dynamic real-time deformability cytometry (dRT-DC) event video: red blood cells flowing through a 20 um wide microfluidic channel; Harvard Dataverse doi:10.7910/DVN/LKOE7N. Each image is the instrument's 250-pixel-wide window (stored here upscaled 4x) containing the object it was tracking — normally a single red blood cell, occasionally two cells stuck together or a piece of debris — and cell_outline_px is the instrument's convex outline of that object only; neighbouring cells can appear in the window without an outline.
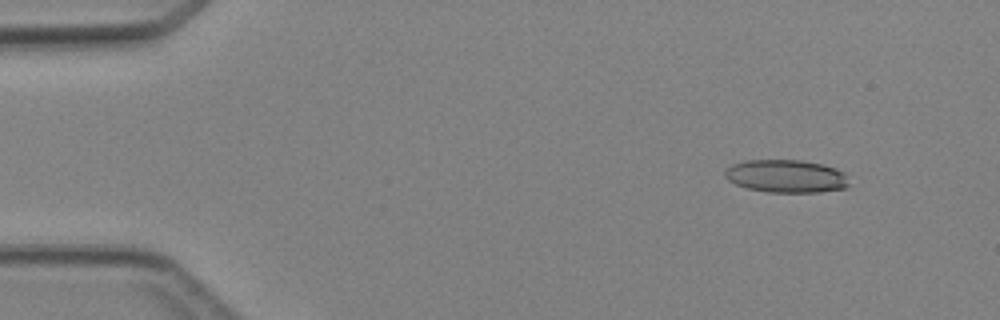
{"species": "Egyptian fruit bat (a non-hibernating species)", "species_latin": "Rousettus aegyptiacus", "temperature_condition": "cold", "stored_images_in_passage": 3, "camera_frame_rate_fps": 3000, "um_per_image_px": 0.085, "animal": {"sex": "female"}, "frame": {"image": 1, "passage_image": 1, "time_ms": 0.0, "image_size_px": [1000, 320], "cell_outline_px": [[848, 188], [820, 192], [768, 192], [748, 188], [736, 184], [728, 180], [724, 176], [724, 172], [732, 164], [744, 160], [800, 160], [824, 164], [836, 168], [844, 172], [848, 184]], "centroid_in_image_um": [66.83, 14.97], "position_along_channel_um": 18.2, "area_um2": 23.87}}